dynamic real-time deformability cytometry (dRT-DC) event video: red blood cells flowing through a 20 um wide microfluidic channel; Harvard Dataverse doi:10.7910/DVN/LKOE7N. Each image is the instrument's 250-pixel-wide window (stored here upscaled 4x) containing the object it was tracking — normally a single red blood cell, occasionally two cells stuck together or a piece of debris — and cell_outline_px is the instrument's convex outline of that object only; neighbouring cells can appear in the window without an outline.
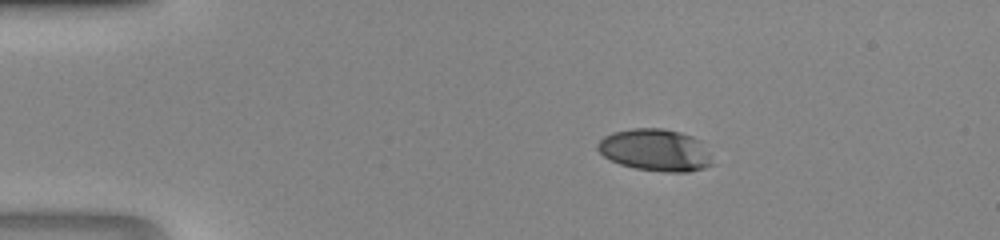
{"species": "human", "species_latin": "Homo sapiens", "temperature_condition": "room temperature", "stored_images_in_passage": 38, "camera_frame_rate_fps": 3000, "um_per_image_px": 0.085, "donor": {"sex": "male"}, "frame": {"image": 1, "passage_image": 1, "time_ms": 0.0, "image_size_px": [1000, 240], "cell_outline_px": [[712, 164], [704, 168], [688, 172], [664, 172], [636, 168], [620, 164], [604, 156], [596, 148], [596, 144], [604, 136], [612, 132], [632, 128], [664, 128], [680, 132], [692, 136], [700, 140]], "centroid_in_image_um": [55.66, 12.74], "position_along_channel_um": 29.3, "area_um2": 27.92}}
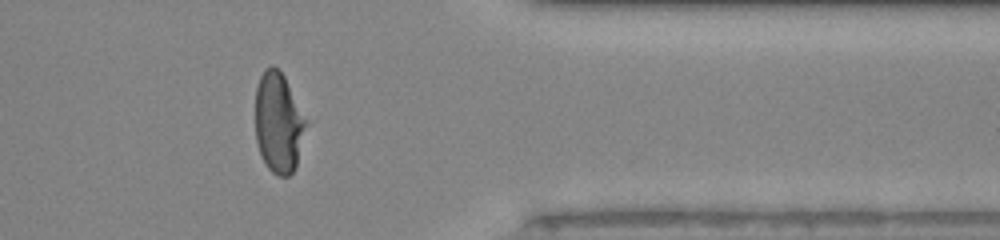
{"frame": {"image": 2, "passage_image": 30, "time_ms": 9.667, "image_size_px": [1000, 240], "cell_outline_px": [[308, 124], [296, 168], [288, 176], [276, 176], [268, 168], [260, 152], [256, 140], [256, 88], [260, 76], [264, 68], [272, 64], [284, 76], [308, 120]], "centroid_in_image_um": [23.7, 10.43], "position_along_channel_um": 387.7, "area_um2": 29.94}}
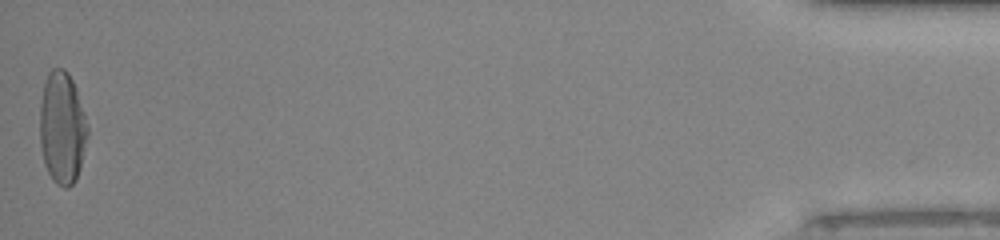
{"frame": {"image": 3, "passage_image": 38, "time_ms": 12.333, "image_size_px": [1000, 240], "cell_outline_px": [[88, 132], [80, 168], [76, 180], [68, 188], [64, 188], [56, 184], [52, 180], [44, 164], [40, 144], [40, 104], [44, 84], [48, 72], [52, 68], [64, 68], [68, 72], [76, 88], [88, 124]], "centroid_in_image_um": [5.28, 10.87], "position_along_channel_um": 429.9, "area_um2": 31.44}}